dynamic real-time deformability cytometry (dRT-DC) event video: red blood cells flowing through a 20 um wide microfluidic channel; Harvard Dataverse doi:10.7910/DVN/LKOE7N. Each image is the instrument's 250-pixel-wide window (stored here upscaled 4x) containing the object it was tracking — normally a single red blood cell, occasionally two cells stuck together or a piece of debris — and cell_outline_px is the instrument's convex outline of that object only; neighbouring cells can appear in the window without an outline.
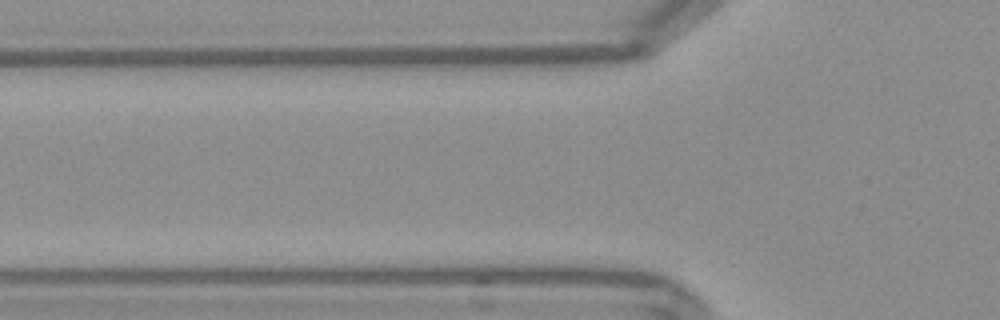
{"species": "Egyptian fruit bat (a non-hibernating species)", "species_latin": "Rousettus aegyptiacus", "temperature_condition": "warm", "stored_images_in_passage": 3, "segment_of_instrument_passage": [2, 2], "camera_frame_rate_fps": 3000, "um_per_image_px": 0.085, "frame": {"image": 1, "passage_image": 2, "time_ms": 0.333, "image_size_px": [1000, 320], "cell_outline_px": [[656, 48], [652, 52], [640, 56], [564, 76], [436, 76], [432, 72], [432, 56], [648, 48]], "centroid_in_image_um": [45.11, 5.33], "position_along_channel_um": 80.7, "area_um2": 30.87}}